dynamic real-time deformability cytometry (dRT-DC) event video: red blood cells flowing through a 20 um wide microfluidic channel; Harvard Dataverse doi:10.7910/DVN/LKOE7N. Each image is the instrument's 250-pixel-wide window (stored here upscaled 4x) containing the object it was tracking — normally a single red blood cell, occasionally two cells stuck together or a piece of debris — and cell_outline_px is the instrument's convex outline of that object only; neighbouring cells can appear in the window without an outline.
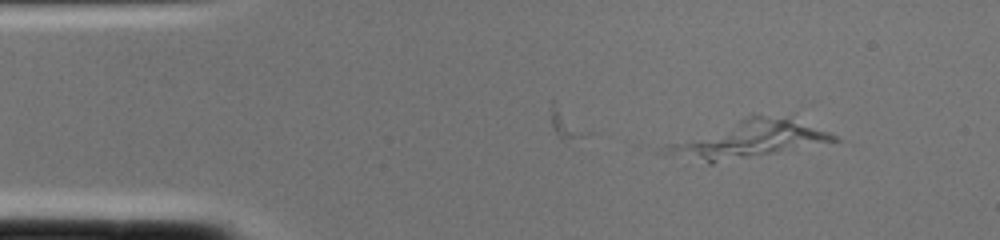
{"species": "common noctule bat (a hibernating species)", "species_latin": "Nyctalus noctula", "temperature_condition": "cold", "stored_images_in_passage": 2, "segment_of_instrument_passage": [2, 2], "camera_frame_rate_fps": 3000, "um_per_image_px": 0.085, "animal": {"sex": "female", "body_mass_g": 22.0, "forearm_length_mm": 56.7}, "frame": {"image": 1, "passage_image": 2, "time_ms": 0.333, "image_size_px": [1000, 240], "cell_outline_px": [[840, 140], [712, 164], [708, 164], [656, 152], [656, 148], [752, 112], [788, 120], [828, 132], [836, 136]], "centroid_in_image_um": [63.37, 11.86], "position_along_channel_um": 21.6, "area_um2": 36.18}}